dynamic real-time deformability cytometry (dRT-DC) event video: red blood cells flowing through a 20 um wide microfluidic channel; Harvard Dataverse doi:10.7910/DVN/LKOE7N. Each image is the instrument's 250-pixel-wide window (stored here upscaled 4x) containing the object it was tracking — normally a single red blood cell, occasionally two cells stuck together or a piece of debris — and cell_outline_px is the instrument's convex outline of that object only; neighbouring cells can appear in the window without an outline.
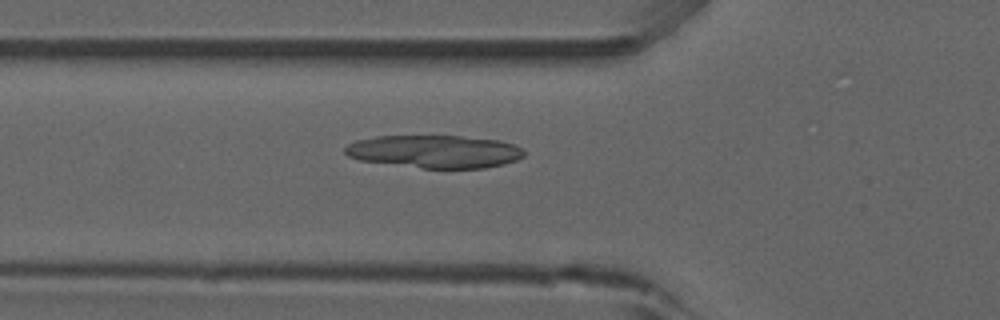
{"species": "common noctule bat (a hibernating species)", "species_latin": "Nyctalus noctula", "temperature_condition": "room temperature", "stored_images_in_passage": 26, "camera_frame_rate_fps": 3000, "um_per_image_px": 0.085, "animal": {"sex": "male", "forearm_length_mm": 52.5}, "frame": {"image": 1, "passage_image": 18, "time_ms": 5.667, "image_size_px": [1000, 320], "cell_outline_px": [[524, 156], [516, 160], [504, 164], [484, 168], [424, 168], [360, 160], [348, 156], [344, 152], [344, 148], [348, 144], [356, 140], [376, 136], [460, 136], [500, 140], [524, 148]], "centroid_in_image_um": [36.96, 12.87], "position_along_channel_um": 88.8, "area_um2": 34.22}}
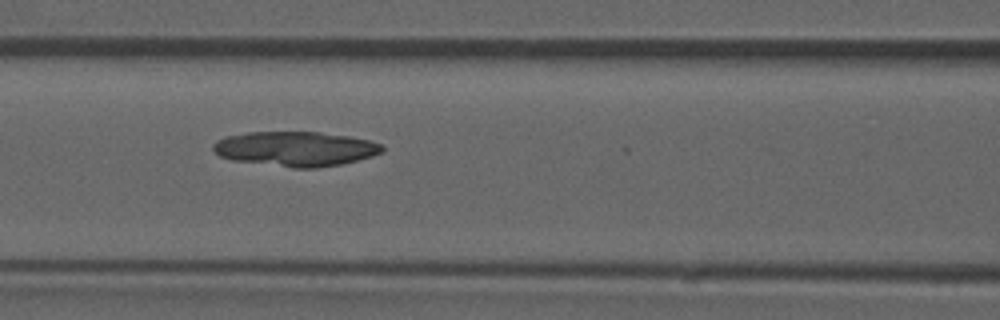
{"frame": {"image": 2, "passage_image": 22, "time_ms": 7.0, "image_size_px": [1000, 320], "cell_outline_px": [[384, 152], [372, 156], [340, 164], [316, 168], [292, 168], [232, 160], [220, 156], [212, 148], [212, 144], [216, 140], [224, 136], [248, 132], [316, 132], [348, 136], [368, 140], [380, 144], [384, 148]], "centroid_in_image_um": [25.08, 12.65], "position_along_channel_um": 141.5, "area_um2": 34.22}}